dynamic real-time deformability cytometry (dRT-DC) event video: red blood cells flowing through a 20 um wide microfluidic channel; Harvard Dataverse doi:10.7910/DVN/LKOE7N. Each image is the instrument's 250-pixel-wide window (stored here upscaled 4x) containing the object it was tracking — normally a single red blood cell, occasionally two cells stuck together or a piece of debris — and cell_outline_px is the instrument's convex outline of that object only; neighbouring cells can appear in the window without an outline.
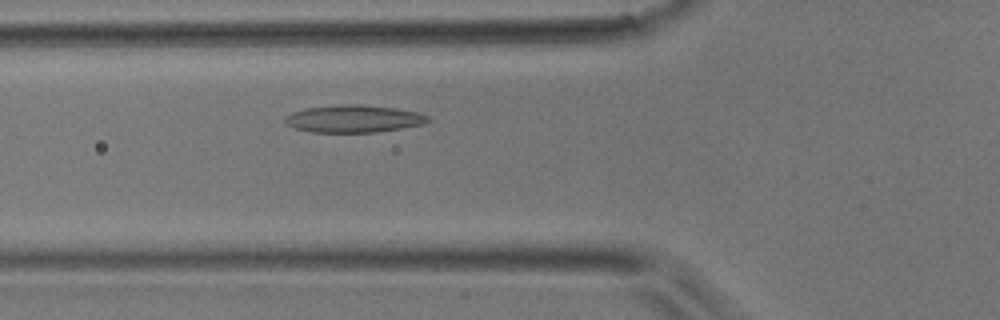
{"species": "common noctule bat (a hibernating species)", "species_latin": "Nyctalus noctula", "temperature_condition": "room temperature", "stored_images_in_passage": 30, "camera_frame_rate_fps": 3000, "um_per_image_px": 0.085, "animal": {"sex": "male", "body_mass_g": 17.9}, "frame": {"image": 1, "passage_image": 3, "time_ms": 0.667, "image_size_px": [1000, 320], "cell_outline_px": [[432, 120], [424, 124], [376, 132], [312, 132], [296, 128], [288, 124], [284, 120], [284, 116], [292, 112], [304, 108], [340, 104], [360, 104], [396, 108], [416, 112], [428, 116]], "centroid_in_image_um": [30.06, 10.08], "position_along_channel_um": 95.7, "area_um2": 22.83}}
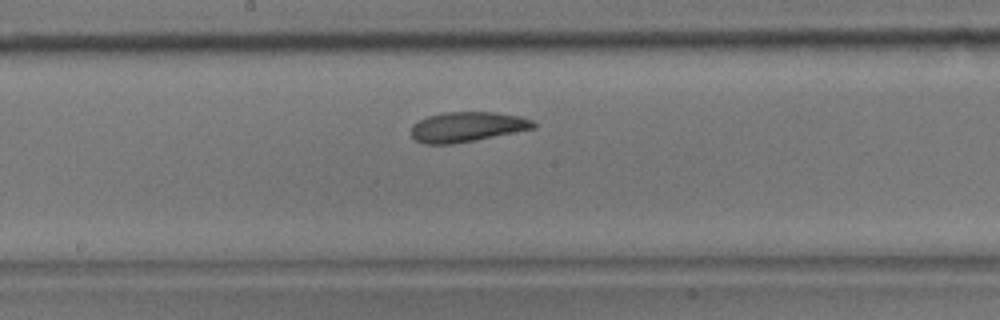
{"frame": {"image": 2, "passage_image": 11, "time_ms": 3.333, "image_size_px": [1000, 320], "cell_outline_px": [[536, 128], [452, 144], [424, 144], [416, 140], [412, 136], [412, 124], [428, 116], [444, 112], [492, 112], [520, 116], [532, 120], [536, 124]], "centroid_in_image_um": [39.7, 10.78], "position_along_channel_um": 208.5, "area_um2": 21.15}}
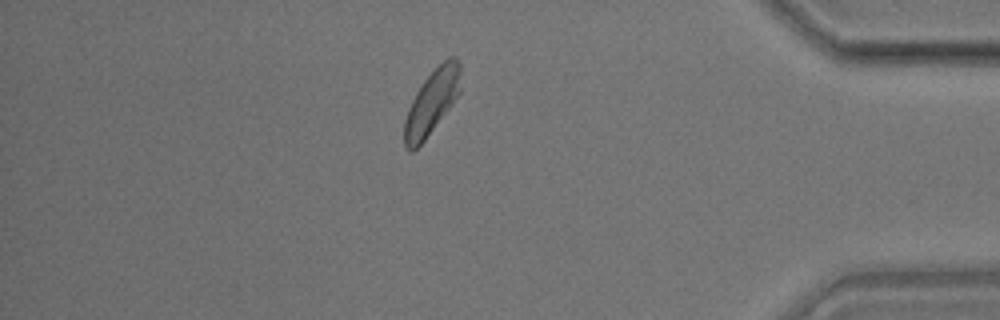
{"frame": {"image": 3, "passage_image": 27, "time_ms": 8.667, "image_size_px": [1000, 320], "cell_outline_px": [[460, 92], [424, 140], [412, 152], [408, 152], [404, 144], [404, 120], [408, 108], [416, 92], [424, 80], [448, 56], [456, 56], [460, 64]], "centroid_in_image_um": [36.69, 8.67], "position_along_channel_um": 398.5, "area_um2": 20.69}}